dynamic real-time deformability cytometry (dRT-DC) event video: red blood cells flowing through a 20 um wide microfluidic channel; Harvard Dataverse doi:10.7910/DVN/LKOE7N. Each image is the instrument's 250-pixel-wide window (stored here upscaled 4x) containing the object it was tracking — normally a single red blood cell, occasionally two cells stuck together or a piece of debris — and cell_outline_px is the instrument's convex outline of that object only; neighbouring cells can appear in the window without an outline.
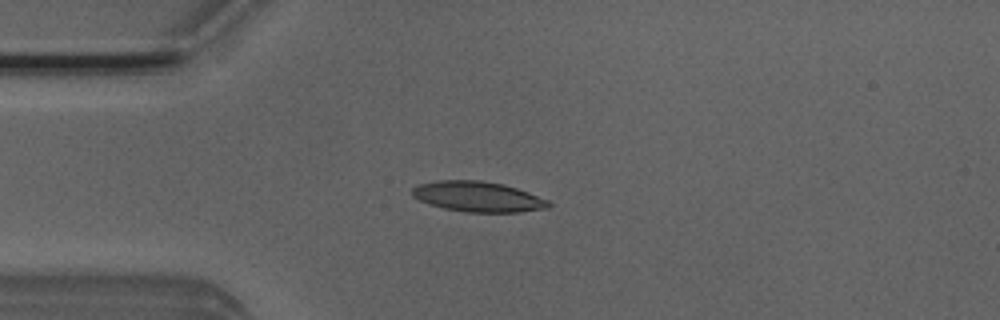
{"species": "Egyptian fruit bat (a non-hibernating species)", "species_latin": "Rousettus aegyptiacus", "temperature_condition": "room temperature", "stored_images_in_passage": 41, "camera_frame_rate_fps": 3000, "um_per_image_px": 0.085, "animal": {"sex": "male"}, "frame": {"image": 1, "passage_image": 2, "time_ms": 0.333, "image_size_px": [1000, 320], "cell_outline_px": [[552, 204], [548, 208], [520, 212], [464, 212], [444, 208], [420, 200], [412, 196], [412, 188], [420, 184], [440, 180], [480, 180], [504, 184], [528, 192], [548, 200]], "centroid_in_image_um": [40.65, 16.71], "position_along_channel_um": 44.4, "area_um2": 23.99}}
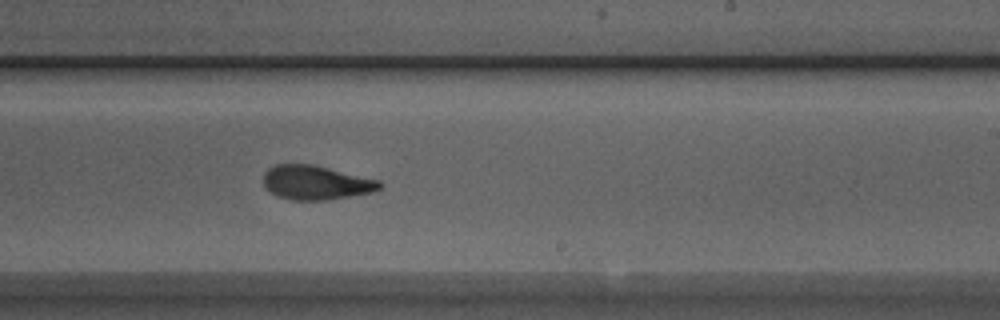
{"frame": {"image": 2, "passage_image": 20, "time_ms": 6.333, "image_size_px": [1000, 320], "cell_outline_px": [[384, 184], [376, 192], [328, 200], [292, 200], [276, 196], [264, 188], [264, 172], [268, 168], [276, 164], [312, 164], [380, 180]], "centroid_in_image_um": [26.87, 15.53], "position_along_channel_um": 262.1, "area_um2": 23.47}}
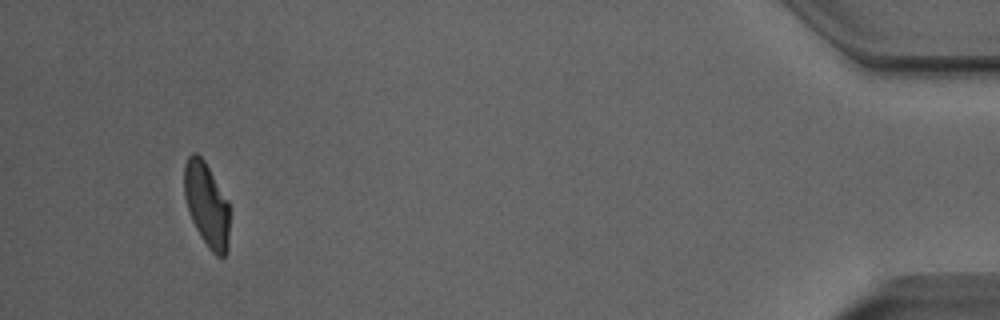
{"frame": {"image": 3, "passage_image": 38, "time_ms": 12.333, "image_size_px": [1000, 320], "cell_outline_px": [[228, 252], [224, 256], [216, 256], [208, 248], [200, 236], [192, 220], [184, 196], [184, 164], [188, 156], [192, 152], [196, 152], [204, 160], [228, 200]], "centroid_in_image_um": [17.56, 17.38], "position_along_channel_um": 417.6, "area_um2": 22.2}, "authors_computed_cell_mechanics": {"area_um2": 23.7558, "velocity_mm_per_s": 3.9129, "shape_relaxation_time_tau1_ms": 2.9006, "shape_relaxation_time_tau2_ms": 1.4526, "deformation_change_tau1": 0.1373, "deformation_change_tau2": 0.0822}}